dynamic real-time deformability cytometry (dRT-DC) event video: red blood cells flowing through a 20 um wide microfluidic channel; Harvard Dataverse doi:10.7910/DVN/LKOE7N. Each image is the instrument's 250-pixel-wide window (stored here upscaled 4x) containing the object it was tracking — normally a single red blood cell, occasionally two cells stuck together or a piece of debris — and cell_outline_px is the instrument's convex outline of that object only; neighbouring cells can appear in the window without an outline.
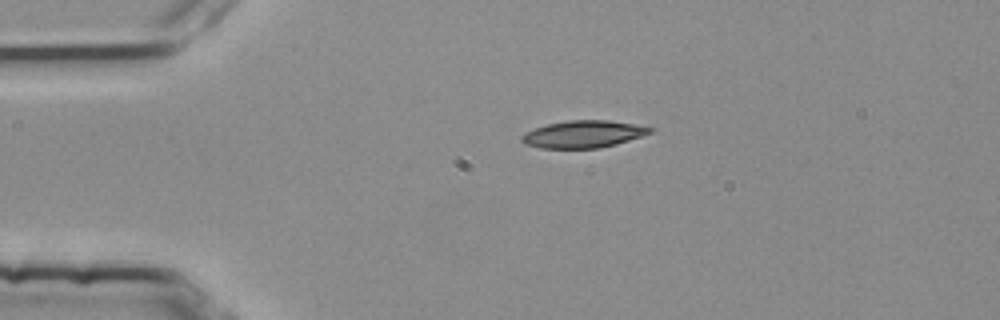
{"species": "common noctule bat (a hibernating species)", "species_latin": "Nyctalus noctula", "temperature_condition": "room temperature", "stored_images_in_passage": 2, "camera_frame_rate_fps": 3000, "um_per_image_px": 0.085, "animal": {"sex": "female", "body_mass_g": 25.1}, "frame": {"image": 1, "passage_image": 1, "time_ms": 0.0, "image_size_px": [1000, 320], "cell_outline_px": [[652, 132], [616, 144], [600, 148], [540, 148], [524, 144], [520, 140], [520, 136], [536, 128], [548, 124], [568, 120], [608, 120], [632, 124], [652, 128]], "centroid_in_image_um": [49.54, 11.41], "position_along_channel_um": 35.5, "area_um2": 20.06}}